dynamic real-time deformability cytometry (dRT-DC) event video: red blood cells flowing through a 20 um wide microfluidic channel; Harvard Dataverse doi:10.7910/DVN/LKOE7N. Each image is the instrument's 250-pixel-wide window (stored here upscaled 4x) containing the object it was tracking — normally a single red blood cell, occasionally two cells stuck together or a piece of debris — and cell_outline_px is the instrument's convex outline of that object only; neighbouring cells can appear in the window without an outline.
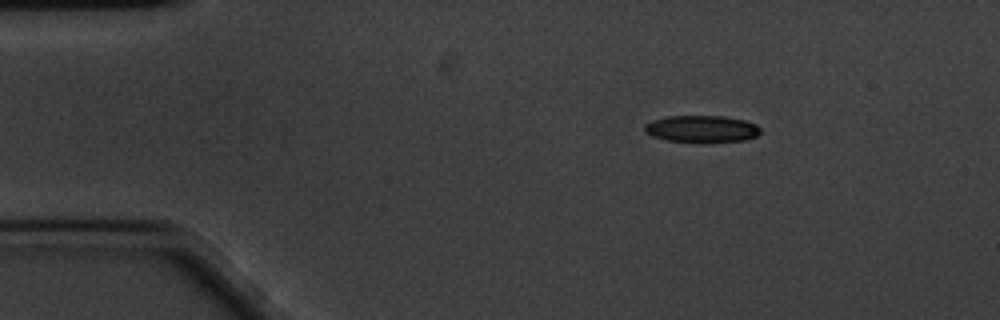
{"species": "common noctule bat (a hibernating species)", "species_latin": "Nyctalus noctula", "temperature_condition": "cold", "stored_images_in_passage": 51, "camera_frame_rate_fps": 3000, "um_per_image_px": 0.085, "animal": {"sex": "male", "body_mass_g": 20.1, "forearm_length_mm": 53.5}, "frame": {"image": 1, "passage_image": 1, "time_ms": 0.0, "image_size_px": [1000, 320], "cell_outline_px": [[760, 132], [756, 136], [744, 140], [668, 140], [652, 136], [644, 132], [644, 124], [652, 120], [668, 116], [724, 116], [744, 120], [756, 124], [760, 128]], "centroid_in_image_um": [59.61, 10.91], "position_along_channel_um": 25.4, "area_um2": 17.51}}
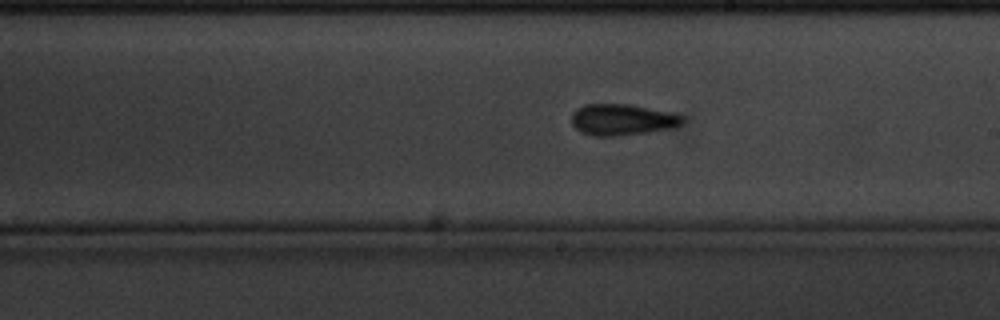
{"frame": {"image": 2, "passage_image": 25, "time_ms": 8.0, "image_size_px": [1000, 320], "cell_outline_px": [[680, 124], [672, 128], [648, 132], [616, 136], [592, 136], [580, 132], [572, 124], [572, 112], [584, 104], [628, 104], [672, 112], [680, 116]], "centroid_in_image_um": [52.82, 10.17], "position_along_channel_um": 236.2, "area_um2": 20.06}}
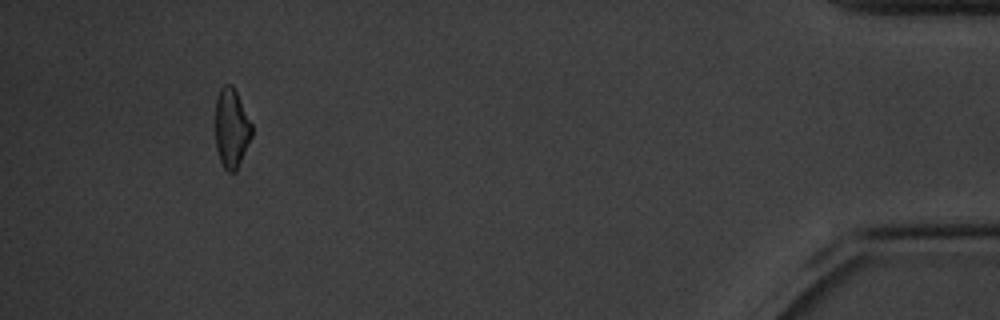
{"frame": {"image": 3, "passage_image": 47, "time_ms": 15.333, "image_size_px": [1000, 320], "cell_outline_px": [[252, 136], [236, 172], [228, 172], [224, 168], [220, 160], [216, 148], [216, 96], [220, 88], [224, 84], [232, 84], [252, 124]], "centroid_in_image_um": [19.67, 10.9], "position_along_channel_um": 415.5, "area_um2": 16.82}, "authors_computed_cell_mechanics": {"area_um2": 18.5538, "velocity_mm_per_s": 3.3745, "shape_relaxation_time_tau1_ms": 3.3696, "shape_relaxation_time_tau2_ms": 8.6587, "deformation_change_tau1": 0.112, "deformation_change_tau2": 0.1626}}